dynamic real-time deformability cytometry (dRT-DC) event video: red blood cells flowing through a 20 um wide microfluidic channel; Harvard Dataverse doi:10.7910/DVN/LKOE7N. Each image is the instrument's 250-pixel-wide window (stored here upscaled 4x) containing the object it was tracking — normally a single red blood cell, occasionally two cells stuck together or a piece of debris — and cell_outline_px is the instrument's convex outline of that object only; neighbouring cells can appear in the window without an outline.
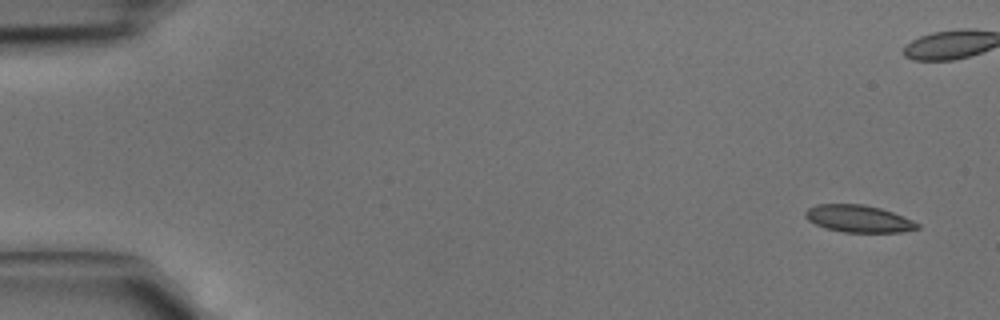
{"species": "common noctule bat (a hibernating species)", "species_latin": "Nyctalus noctula", "temperature_condition": "cold", "stored_images_in_passage": 5, "camera_frame_rate_fps": 3000, "um_per_image_px": 0.085, "animal": {"sex": "male", "body_mass_g": 15.6}, "frame": {"image": 1, "passage_image": 1, "time_ms": 0.0, "image_size_px": [1000, 320], "cell_outline_px": [[920, 228], [900, 232], [844, 232], [824, 228], [808, 220], [804, 216], [804, 212], [808, 208], [816, 204], [864, 204], [880, 208], [904, 216], [920, 224]], "centroid_in_image_um": [72.96, 18.58], "position_along_channel_um": 12.0, "area_um2": 17.8}}
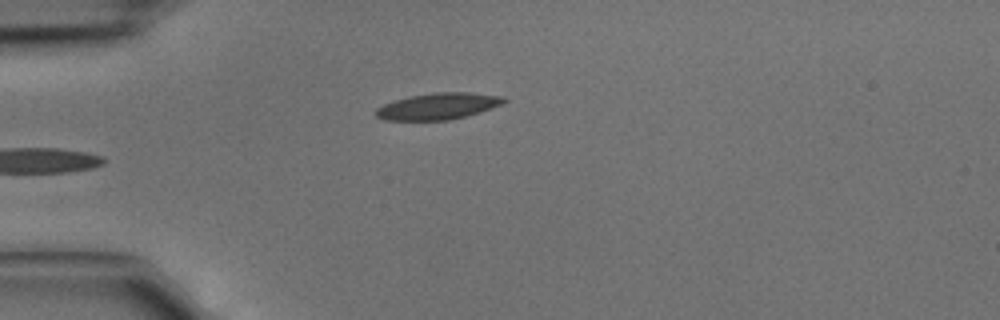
{"frame": {"image": 2, "passage_image": 4, "time_ms": 1.0, "image_size_px": [1000, 320], "cell_outline_px": [[508, 100], [500, 104], [480, 112], [468, 116], [448, 120], [384, 120], [376, 116], [376, 108], [384, 104], [408, 96], [436, 92], [468, 92], [504, 96]], "centroid_in_image_um": [37.25, 9.02], "position_along_channel_um": 47.8, "area_um2": 19.71}}